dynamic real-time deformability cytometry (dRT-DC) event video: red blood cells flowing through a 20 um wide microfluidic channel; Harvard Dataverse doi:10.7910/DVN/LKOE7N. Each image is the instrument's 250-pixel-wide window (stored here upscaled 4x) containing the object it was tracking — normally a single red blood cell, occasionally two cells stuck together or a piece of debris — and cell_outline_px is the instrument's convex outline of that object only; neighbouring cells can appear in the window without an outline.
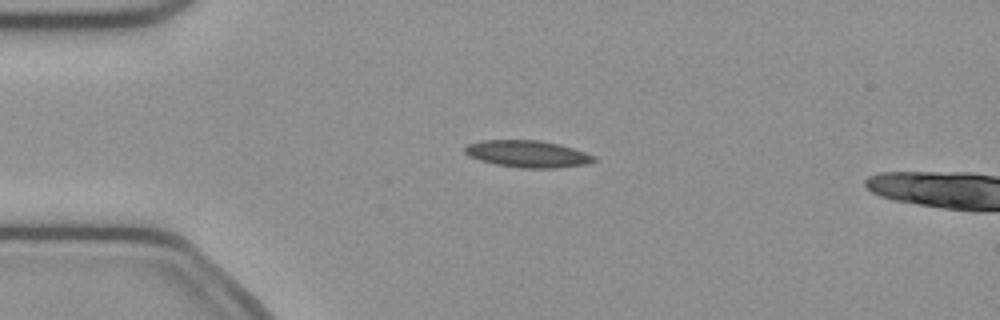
{"species": "common noctule bat (a hibernating species)", "species_latin": "Nyctalus noctula", "temperature_condition": "cold", "stored_images_in_passage": 15, "camera_frame_rate_fps": 3000, "um_per_image_px": 0.085, "animal": {"sex": "female", "body_mass_g": 21.9}, "frame": {"image": 1, "passage_image": 11, "time_ms": 3.333, "image_size_px": [1000, 320], "cell_outline_px": [[596, 160], [588, 164], [560, 168], [520, 168], [496, 164], [480, 160], [468, 156], [464, 152], [464, 148], [468, 144], [484, 140], [536, 140], [556, 144], [572, 148], [596, 156]], "centroid_in_image_um": [44.85, 13.09], "position_along_channel_um": 40.2, "area_um2": 20.17}}